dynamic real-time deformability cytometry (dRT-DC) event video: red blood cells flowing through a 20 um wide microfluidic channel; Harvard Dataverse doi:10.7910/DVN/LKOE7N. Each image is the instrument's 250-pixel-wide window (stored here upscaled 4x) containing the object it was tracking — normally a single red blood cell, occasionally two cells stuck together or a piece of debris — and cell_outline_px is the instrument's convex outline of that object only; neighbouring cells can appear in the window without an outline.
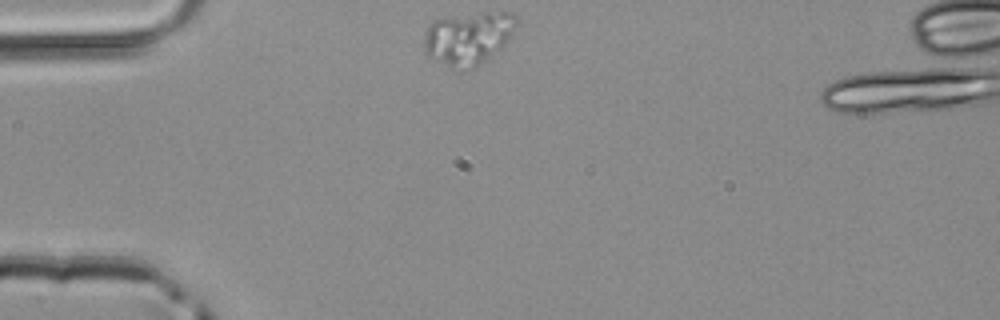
{"species": "common noctule bat (a hibernating species)", "species_latin": "Nyctalus noctula", "temperature_condition": "room temperature", "stored_images_in_passage": 36, "segment_of_instrument_passage": [1, 2], "camera_frame_rate_fps": 3000, "um_per_image_px": 0.085, "animal": {"sex": "male", "body_mass_g": 20.4}, "frame": {"image": 1, "passage_image": 1, "time_ms": 0.0, "image_size_px": [1000, 320], "cell_outline_px": [[520, 20], [508, 40], [496, 52], [476, 68], [460, 72], [428, 56], [424, 44], [424, 36], [428, 28], [436, 20], [484, 12], [512, 12]], "centroid_in_image_um": [39.86, 3.27], "position_along_channel_um": 45.1, "area_um2": 28.38}}
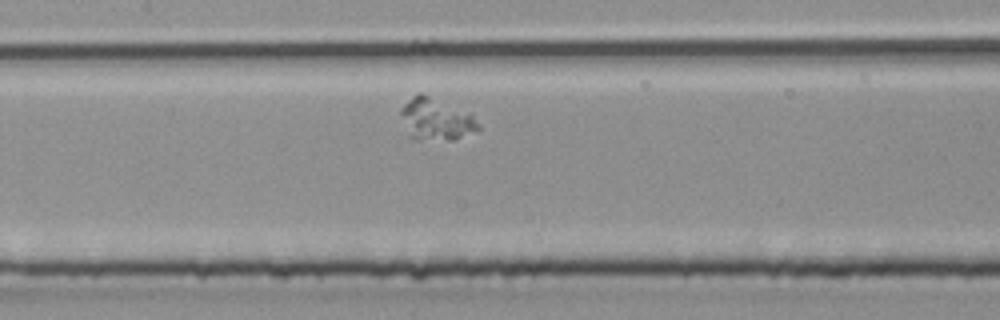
{"frame": {"image": 2, "passage_image": 12, "time_ms": 3.667, "image_size_px": [1000, 320], "cell_outline_px": [[480, 128], [452, 140], [412, 140], [408, 136], [400, 112], [400, 108], [416, 92], [420, 92], [472, 112], [480, 124]], "centroid_in_image_um": [37.05, 10.12], "position_along_channel_um": 170.3, "area_um2": 19.36}}
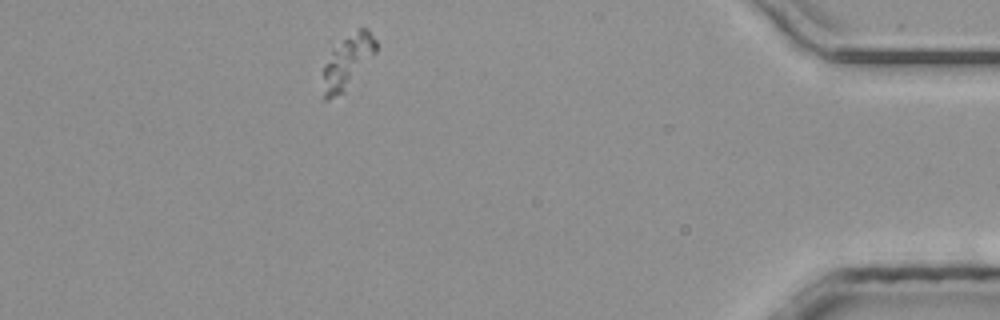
{"frame": {"image": 3, "passage_image": 33, "time_ms": 10.667, "image_size_px": [1000, 320], "cell_outline_px": [[376, 52], [344, 92], [328, 100], [324, 100], [324, 64], [328, 40], [360, 28], [368, 28], [376, 40]], "centroid_in_image_um": [29.46, 5.1], "position_along_channel_um": 405.7, "area_um2": 17.69}}